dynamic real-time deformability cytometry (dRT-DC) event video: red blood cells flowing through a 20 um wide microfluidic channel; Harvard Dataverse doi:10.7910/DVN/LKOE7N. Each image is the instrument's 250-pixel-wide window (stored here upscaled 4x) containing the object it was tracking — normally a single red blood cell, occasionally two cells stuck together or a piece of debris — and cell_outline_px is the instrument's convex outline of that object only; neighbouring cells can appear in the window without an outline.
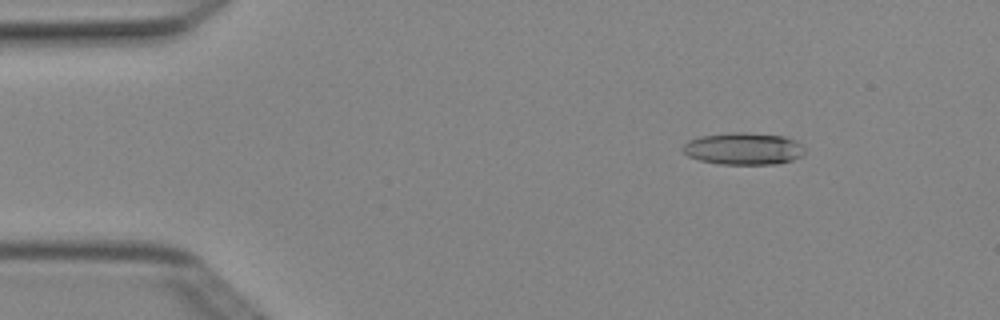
{"species": "Egyptian fruit bat (a non-hibernating species)", "species_latin": "Rousettus aegyptiacus", "temperature_condition": "cold", "stored_images_in_passage": 4, "camera_frame_rate_fps": 3000, "um_per_image_px": 0.085, "animal": {"sex": "female"}, "frame": {"image": 1, "passage_image": 2, "time_ms": 0.333, "image_size_px": [1000, 320], "cell_outline_px": [[804, 152], [800, 156], [792, 160], [780, 164], [720, 164], [700, 160], [688, 156], [680, 148], [688, 140], [700, 136], [732, 132], [744, 132], [784, 136], [796, 140], [804, 144]], "centroid_in_image_um": [63.21, 12.63], "position_along_channel_um": 21.8, "area_um2": 23.0}}